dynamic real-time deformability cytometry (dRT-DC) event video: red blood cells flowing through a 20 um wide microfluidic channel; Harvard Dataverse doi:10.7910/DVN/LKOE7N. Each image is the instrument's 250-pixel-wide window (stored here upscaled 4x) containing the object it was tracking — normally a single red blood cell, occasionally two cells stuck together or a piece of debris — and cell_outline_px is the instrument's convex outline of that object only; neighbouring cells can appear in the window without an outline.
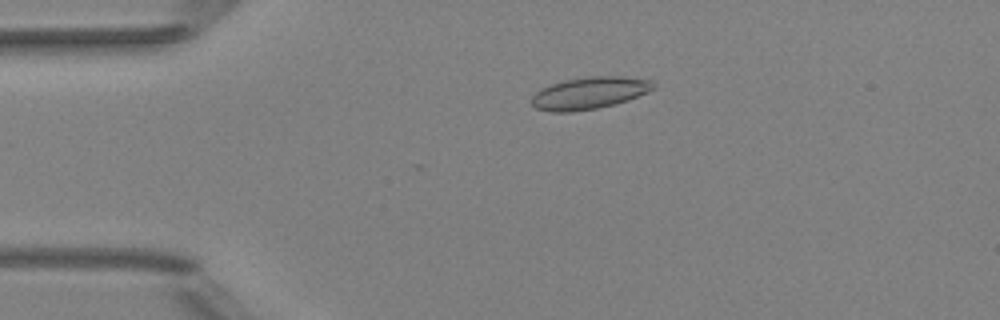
{"species": "Egyptian fruit bat (a non-hibernating species)", "species_latin": "Rousettus aegyptiacus", "temperature_condition": "room temperature", "stored_images_in_passage": 3, "camera_frame_rate_fps": 3000, "um_per_image_px": 0.085, "animal": {"sex": "female"}, "frame": {"image": 1, "passage_image": 3, "time_ms": 0.667, "image_size_px": [1000, 320], "cell_outline_px": [[656, 84], [648, 92], [628, 100], [616, 104], [596, 108], [572, 112], [552, 112], [536, 108], [532, 104], [532, 96], [540, 88], [564, 80], [588, 76], [624, 76], [652, 80]], "centroid_in_image_um": [50.11, 7.9], "position_along_channel_um": 34.9, "area_um2": 22.83}}